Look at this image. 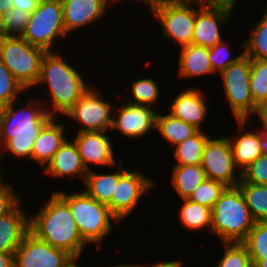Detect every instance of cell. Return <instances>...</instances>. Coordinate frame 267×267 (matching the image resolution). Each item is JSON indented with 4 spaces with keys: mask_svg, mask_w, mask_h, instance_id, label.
<instances>
[{
    "mask_svg": "<svg viewBox=\"0 0 267 267\" xmlns=\"http://www.w3.org/2000/svg\"><path fill=\"white\" fill-rule=\"evenodd\" d=\"M37 98L31 96L26 103L18 99L0 107V162L5 153L31 160L35 140L42 127L53 117Z\"/></svg>",
    "mask_w": 267,
    "mask_h": 267,
    "instance_id": "1",
    "label": "cell"
},
{
    "mask_svg": "<svg viewBox=\"0 0 267 267\" xmlns=\"http://www.w3.org/2000/svg\"><path fill=\"white\" fill-rule=\"evenodd\" d=\"M62 53L63 51L59 53L58 50L44 54L39 80L34 87L37 89L40 87L39 89L42 90L41 87L47 86L48 93L45 91L43 97L39 98L40 101L51 116H62L61 118L65 119L63 115L79 100L92 83L82 76L81 70L78 71L76 65H71V62L65 59V55H61Z\"/></svg>",
    "mask_w": 267,
    "mask_h": 267,
    "instance_id": "2",
    "label": "cell"
},
{
    "mask_svg": "<svg viewBox=\"0 0 267 267\" xmlns=\"http://www.w3.org/2000/svg\"><path fill=\"white\" fill-rule=\"evenodd\" d=\"M37 214L29 215V231L51 246L82 259L88 246L81 238L68 204L53 190Z\"/></svg>",
    "mask_w": 267,
    "mask_h": 267,
    "instance_id": "3",
    "label": "cell"
},
{
    "mask_svg": "<svg viewBox=\"0 0 267 267\" xmlns=\"http://www.w3.org/2000/svg\"><path fill=\"white\" fill-rule=\"evenodd\" d=\"M76 191V192H75ZM71 209L82 240L88 245L96 244L100 249L102 240L110 237L113 224H121L110 212L109 207L91 198L84 190L69 193L55 191Z\"/></svg>",
    "mask_w": 267,
    "mask_h": 267,
    "instance_id": "4",
    "label": "cell"
},
{
    "mask_svg": "<svg viewBox=\"0 0 267 267\" xmlns=\"http://www.w3.org/2000/svg\"><path fill=\"white\" fill-rule=\"evenodd\" d=\"M254 223L239 187H226L212 208L211 235L221 243H241Z\"/></svg>",
    "mask_w": 267,
    "mask_h": 267,
    "instance_id": "5",
    "label": "cell"
},
{
    "mask_svg": "<svg viewBox=\"0 0 267 267\" xmlns=\"http://www.w3.org/2000/svg\"><path fill=\"white\" fill-rule=\"evenodd\" d=\"M161 27L164 39L173 40L174 47L192 43L193 28L197 11L203 6L196 1H165L144 3ZM171 39V40H170Z\"/></svg>",
    "mask_w": 267,
    "mask_h": 267,
    "instance_id": "6",
    "label": "cell"
},
{
    "mask_svg": "<svg viewBox=\"0 0 267 267\" xmlns=\"http://www.w3.org/2000/svg\"><path fill=\"white\" fill-rule=\"evenodd\" d=\"M45 50L33 46L23 37L0 36V59L27 95L39 80Z\"/></svg>",
    "mask_w": 267,
    "mask_h": 267,
    "instance_id": "7",
    "label": "cell"
},
{
    "mask_svg": "<svg viewBox=\"0 0 267 267\" xmlns=\"http://www.w3.org/2000/svg\"><path fill=\"white\" fill-rule=\"evenodd\" d=\"M67 36L61 0L39 3L30 14L26 31L22 35L28 43L46 52L57 51L59 48L55 45L61 39H67Z\"/></svg>",
    "mask_w": 267,
    "mask_h": 267,
    "instance_id": "8",
    "label": "cell"
},
{
    "mask_svg": "<svg viewBox=\"0 0 267 267\" xmlns=\"http://www.w3.org/2000/svg\"><path fill=\"white\" fill-rule=\"evenodd\" d=\"M222 80L224 101L229 103L235 120L253 118L257 105L250 91L251 58L245 54L237 62L219 73ZM252 116V117H251Z\"/></svg>",
    "mask_w": 267,
    "mask_h": 267,
    "instance_id": "9",
    "label": "cell"
},
{
    "mask_svg": "<svg viewBox=\"0 0 267 267\" xmlns=\"http://www.w3.org/2000/svg\"><path fill=\"white\" fill-rule=\"evenodd\" d=\"M92 82L79 100L63 115L73 121L77 132L105 131L110 132L113 106L111 100H105L104 93Z\"/></svg>",
    "mask_w": 267,
    "mask_h": 267,
    "instance_id": "10",
    "label": "cell"
},
{
    "mask_svg": "<svg viewBox=\"0 0 267 267\" xmlns=\"http://www.w3.org/2000/svg\"><path fill=\"white\" fill-rule=\"evenodd\" d=\"M201 166L208 179L219 181L227 187L237 186L241 172L236 167L230 141L226 135L210 137L206 142Z\"/></svg>",
    "mask_w": 267,
    "mask_h": 267,
    "instance_id": "11",
    "label": "cell"
},
{
    "mask_svg": "<svg viewBox=\"0 0 267 267\" xmlns=\"http://www.w3.org/2000/svg\"><path fill=\"white\" fill-rule=\"evenodd\" d=\"M130 169L119 178L111 199V214L120 223L137 210L142 197L157 185L155 180L142 173L140 168Z\"/></svg>",
    "mask_w": 267,
    "mask_h": 267,
    "instance_id": "12",
    "label": "cell"
},
{
    "mask_svg": "<svg viewBox=\"0 0 267 267\" xmlns=\"http://www.w3.org/2000/svg\"><path fill=\"white\" fill-rule=\"evenodd\" d=\"M122 101L120 107L116 105L113 108L110 132L116 131L121 133L122 137L138 140L156 129V118L159 110L156 111L157 109L149 106L124 103L125 99Z\"/></svg>",
    "mask_w": 267,
    "mask_h": 267,
    "instance_id": "13",
    "label": "cell"
},
{
    "mask_svg": "<svg viewBox=\"0 0 267 267\" xmlns=\"http://www.w3.org/2000/svg\"><path fill=\"white\" fill-rule=\"evenodd\" d=\"M14 254L15 267H67L75 259L66 250L51 246L30 231Z\"/></svg>",
    "mask_w": 267,
    "mask_h": 267,
    "instance_id": "14",
    "label": "cell"
},
{
    "mask_svg": "<svg viewBox=\"0 0 267 267\" xmlns=\"http://www.w3.org/2000/svg\"><path fill=\"white\" fill-rule=\"evenodd\" d=\"M72 137L76 143L82 163L87 171L91 170L92 165L105 167L112 171V167L120 161L116 159L113 140L109 137L110 132L105 131H87L75 132ZM109 133V134H107ZM91 164V165H90ZM110 166V167H109Z\"/></svg>",
    "mask_w": 267,
    "mask_h": 267,
    "instance_id": "15",
    "label": "cell"
},
{
    "mask_svg": "<svg viewBox=\"0 0 267 267\" xmlns=\"http://www.w3.org/2000/svg\"><path fill=\"white\" fill-rule=\"evenodd\" d=\"M122 0H61L65 30L68 38L76 30L89 27L100 19H105L107 9ZM89 25V26H88Z\"/></svg>",
    "mask_w": 267,
    "mask_h": 267,
    "instance_id": "16",
    "label": "cell"
},
{
    "mask_svg": "<svg viewBox=\"0 0 267 267\" xmlns=\"http://www.w3.org/2000/svg\"><path fill=\"white\" fill-rule=\"evenodd\" d=\"M232 14L234 11L227 8L203 5L196 13L192 44L207 48L214 47L224 39L221 25H228Z\"/></svg>",
    "mask_w": 267,
    "mask_h": 267,
    "instance_id": "17",
    "label": "cell"
},
{
    "mask_svg": "<svg viewBox=\"0 0 267 267\" xmlns=\"http://www.w3.org/2000/svg\"><path fill=\"white\" fill-rule=\"evenodd\" d=\"M185 87L186 89L184 88L178 94L174 93L176 97L172 99L167 112L202 131L205 120L210 116L206 93L201 88Z\"/></svg>",
    "mask_w": 267,
    "mask_h": 267,
    "instance_id": "18",
    "label": "cell"
},
{
    "mask_svg": "<svg viewBox=\"0 0 267 267\" xmlns=\"http://www.w3.org/2000/svg\"><path fill=\"white\" fill-rule=\"evenodd\" d=\"M45 176L55 179L72 180L81 179L84 183L88 171L84 167L78 147L74 140L67 138L61 147L53 155L51 161L42 170Z\"/></svg>",
    "mask_w": 267,
    "mask_h": 267,
    "instance_id": "19",
    "label": "cell"
},
{
    "mask_svg": "<svg viewBox=\"0 0 267 267\" xmlns=\"http://www.w3.org/2000/svg\"><path fill=\"white\" fill-rule=\"evenodd\" d=\"M60 117L53 116L41 129L39 136L34 142L31 162L39 164L43 169L53 158V155L71 134H67L65 121ZM59 121V122H58ZM66 131V132H65ZM69 135V136H68Z\"/></svg>",
    "mask_w": 267,
    "mask_h": 267,
    "instance_id": "20",
    "label": "cell"
},
{
    "mask_svg": "<svg viewBox=\"0 0 267 267\" xmlns=\"http://www.w3.org/2000/svg\"><path fill=\"white\" fill-rule=\"evenodd\" d=\"M23 201L21 200L10 212L0 217V252L2 253H15L24 236L29 232L30 213L27 212Z\"/></svg>",
    "mask_w": 267,
    "mask_h": 267,
    "instance_id": "21",
    "label": "cell"
},
{
    "mask_svg": "<svg viewBox=\"0 0 267 267\" xmlns=\"http://www.w3.org/2000/svg\"><path fill=\"white\" fill-rule=\"evenodd\" d=\"M238 126V133L232 134L231 138L227 136L233 151V158L236 167L240 172L251 164L256 158L262 155L259 145V129H251L254 124H250V130L248 120H235ZM247 124V125H246Z\"/></svg>",
    "mask_w": 267,
    "mask_h": 267,
    "instance_id": "22",
    "label": "cell"
},
{
    "mask_svg": "<svg viewBox=\"0 0 267 267\" xmlns=\"http://www.w3.org/2000/svg\"><path fill=\"white\" fill-rule=\"evenodd\" d=\"M179 49L177 76H179L181 80L203 77L205 75H211L213 78H217V74L213 71L209 60V48L191 43Z\"/></svg>",
    "mask_w": 267,
    "mask_h": 267,
    "instance_id": "23",
    "label": "cell"
},
{
    "mask_svg": "<svg viewBox=\"0 0 267 267\" xmlns=\"http://www.w3.org/2000/svg\"><path fill=\"white\" fill-rule=\"evenodd\" d=\"M123 160L116 164L117 169L114 172L101 173L95 170H89L85 177L83 189L91 198H94L99 203L105 204L109 207L111 212V199L115 192L116 185L119 178L128 170L123 167ZM117 170V171H116Z\"/></svg>",
    "mask_w": 267,
    "mask_h": 267,
    "instance_id": "24",
    "label": "cell"
},
{
    "mask_svg": "<svg viewBox=\"0 0 267 267\" xmlns=\"http://www.w3.org/2000/svg\"><path fill=\"white\" fill-rule=\"evenodd\" d=\"M171 187L179 199L188 198L207 178L201 165H173Z\"/></svg>",
    "mask_w": 267,
    "mask_h": 267,
    "instance_id": "25",
    "label": "cell"
},
{
    "mask_svg": "<svg viewBox=\"0 0 267 267\" xmlns=\"http://www.w3.org/2000/svg\"><path fill=\"white\" fill-rule=\"evenodd\" d=\"M182 202L179 207L178 219L181 226L185 227L190 232L199 230L203 231L207 228L208 232H211L212 225V209L203 206L199 203L193 202L188 198L180 199ZM203 229V230H202Z\"/></svg>",
    "mask_w": 267,
    "mask_h": 267,
    "instance_id": "26",
    "label": "cell"
},
{
    "mask_svg": "<svg viewBox=\"0 0 267 267\" xmlns=\"http://www.w3.org/2000/svg\"><path fill=\"white\" fill-rule=\"evenodd\" d=\"M156 130L158 133L160 132L167 143H171L170 147L171 145L173 147L176 146L199 131L194 126L172 116L168 112L167 114H162L160 111L156 118Z\"/></svg>",
    "mask_w": 267,
    "mask_h": 267,
    "instance_id": "27",
    "label": "cell"
},
{
    "mask_svg": "<svg viewBox=\"0 0 267 267\" xmlns=\"http://www.w3.org/2000/svg\"><path fill=\"white\" fill-rule=\"evenodd\" d=\"M210 137L202 130L174 146L173 156L177 162L174 165H201L204 146Z\"/></svg>",
    "mask_w": 267,
    "mask_h": 267,
    "instance_id": "28",
    "label": "cell"
},
{
    "mask_svg": "<svg viewBox=\"0 0 267 267\" xmlns=\"http://www.w3.org/2000/svg\"><path fill=\"white\" fill-rule=\"evenodd\" d=\"M241 243L247 248L253 267H267V221L255 222Z\"/></svg>",
    "mask_w": 267,
    "mask_h": 267,
    "instance_id": "29",
    "label": "cell"
},
{
    "mask_svg": "<svg viewBox=\"0 0 267 267\" xmlns=\"http://www.w3.org/2000/svg\"><path fill=\"white\" fill-rule=\"evenodd\" d=\"M239 187L255 222L267 221V185L246 183L240 180Z\"/></svg>",
    "mask_w": 267,
    "mask_h": 267,
    "instance_id": "30",
    "label": "cell"
},
{
    "mask_svg": "<svg viewBox=\"0 0 267 267\" xmlns=\"http://www.w3.org/2000/svg\"><path fill=\"white\" fill-rule=\"evenodd\" d=\"M159 86L158 82L151 78V76L149 78L144 75L142 77L140 76L138 79H133L130 86L131 92H129V94L131 93V98L129 96L126 102L149 106L158 110L159 106L156 104H158L159 98H161V87ZM156 106L158 108H156Z\"/></svg>",
    "mask_w": 267,
    "mask_h": 267,
    "instance_id": "31",
    "label": "cell"
},
{
    "mask_svg": "<svg viewBox=\"0 0 267 267\" xmlns=\"http://www.w3.org/2000/svg\"><path fill=\"white\" fill-rule=\"evenodd\" d=\"M264 8L263 16L255 22L244 40V54L251 59H267V3Z\"/></svg>",
    "mask_w": 267,
    "mask_h": 267,
    "instance_id": "32",
    "label": "cell"
},
{
    "mask_svg": "<svg viewBox=\"0 0 267 267\" xmlns=\"http://www.w3.org/2000/svg\"><path fill=\"white\" fill-rule=\"evenodd\" d=\"M250 91L257 106L267 101V59H251Z\"/></svg>",
    "mask_w": 267,
    "mask_h": 267,
    "instance_id": "33",
    "label": "cell"
},
{
    "mask_svg": "<svg viewBox=\"0 0 267 267\" xmlns=\"http://www.w3.org/2000/svg\"><path fill=\"white\" fill-rule=\"evenodd\" d=\"M223 252L215 267H253L247 248L239 242L222 243Z\"/></svg>",
    "mask_w": 267,
    "mask_h": 267,
    "instance_id": "34",
    "label": "cell"
},
{
    "mask_svg": "<svg viewBox=\"0 0 267 267\" xmlns=\"http://www.w3.org/2000/svg\"><path fill=\"white\" fill-rule=\"evenodd\" d=\"M30 13L12 8L0 15V36L22 37L25 33Z\"/></svg>",
    "mask_w": 267,
    "mask_h": 267,
    "instance_id": "35",
    "label": "cell"
},
{
    "mask_svg": "<svg viewBox=\"0 0 267 267\" xmlns=\"http://www.w3.org/2000/svg\"><path fill=\"white\" fill-rule=\"evenodd\" d=\"M228 43L229 41H226V39L224 38L222 41L217 43L214 47L209 48V52H210L209 60L213 68V71L217 75L218 73L225 70L231 64L237 62L244 55V41L243 42L241 41V43H239L241 46L239 48L240 50L242 49L243 51L240 52V54H238L236 57H233L232 55L233 51L231 48H233V46H230L231 43L229 44Z\"/></svg>",
    "mask_w": 267,
    "mask_h": 267,
    "instance_id": "36",
    "label": "cell"
},
{
    "mask_svg": "<svg viewBox=\"0 0 267 267\" xmlns=\"http://www.w3.org/2000/svg\"><path fill=\"white\" fill-rule=\"evenodd\" d=\"M25 91L0 59V107L20 99L23 93L25 96Z\"/></svg>",
    "mask_w": 267,
    "mask_h": 267,
    "instance_id": "37",
    "label": "cell"
},
{
    "mask_svg": "<svg viewBox=\"0 0 267 267\" xmlns=\"http://www.w3.org/2000/svg\"><path fill=\"white\" fill-rule=\"evenodd\" d=\"M226 187L219 181L206 178L188 199L212 209Z\"/></svg>",
    "mask_w": 267,
    "mask_h": 267,
    "instance_id": "38",
    "label": "cell"
},
{
    "mask_svg": "<svg viewBox=\"0 0 267 267\" xmlns=\"http://www.w3.org/2000/svg\"><path fill=\"white\" fill-rule=\"evenodd\" d=\"M241 180L246 183L267 185V155H260L241 171Z\"/></svg>",
    "mask_w": 267,
    "mask_h": 267,
    "instance_id": "39",
    "label": "cell"
},
{
    "mask_svg": "<svg viewBox=\"0 0 267 267\" xmlns=\"http://www.w3.org/2000/svg\"><path fill=\"white\" fill-rule=\"evenodd\" d=\"M20 192L12 183L2 182L0 184V217L10 212L22 199Z\"/></svg>",
    "mask_w": 267,
    "mask_h": 267,
    "instance_id": "40",
    "label": "cell"
},
{
    "mask_svg": "<svg viewBox=\"0 0 267 267\" xmlns=\"http://www.w3.org/2000/svg\"><path fill=\"white\" fill-rule=\"evenodd\" d=\"M204 6L208 7H223L234 11L237 0H201Z\"/></svg>",
    "mask_w": 267,
    "mask_h": 267,
    "instance_id": "41",
    "label": "cell"
},
{
    "mask_svg": "<svg viewBox=\"0 0 267 267\" xmlns=\"http://www.w3.org/2000/svg\"><path fill=\"white\" fill-rule=\"evenodd\" d=\"M38 4L37 0H13V8L24 10L30 14L34 12Z\"/></svg>",
    "mask_w": 267,
    "mask_h": 267,
    "instance_id": "42",
    "label": "cell"
},
{
    "mask_svg": "<svg viewBox=\"0 0 267 267\" xmlns=\"http://www.w3.org/2000/svg\"><path fill=\"white\" fill-rule=\"evenodd\" d=\"M183 264V261L182 259L180 260H161L160 261H156V263H153V264H148L146 265V263L144 264H134V267H182L184 265Z\"/></svg>",
    "mask_w": 267,
    "mask_h": 267,
    "instance_id": "43",
    "label": "cell"
},
{
    "mask_svg": "<svg viewBox=\"0 0 267 267\" xmlns=\"http://www.w3.org/2000/svg\"><path fill=\"white\" fill-rule=\"evenodd\" d=\"M254 115L258 117L259 124H261V128L259 127L258 129L267 130V101L257 106Z\"/></svg>",
    "mask_w": 267,
    "mask_h": 267,
    "instance_id": "44",
    "label": "cell"
},
{
    "mask_svg": "<svg viewBox=\"0 0 267 267\" xmlns=\"http://www.w3.org/2000/svg\"><path fill=\"white\" fill-rule=\"evenodd\" d=\"M0 267H15V254L0 252Z\"/></svg>",
    "mask_w": 267,
    "mask_h": 267,
    "instance_id": "45",
    "label": "cell"
},
{
    "mask_svg": "<svg viewBox=\"0 0 267 267\" xmlns=\"http://www.w3.org/2000/svg\"><path fill=\"white\" fill-rule=\"evenodd\" d=\"M259 145L262 155H267V130L259 129Z\"/></svg>",
    "mask_w": 267,
    "mask_h": 267,
    "instance_id": "46",
    "label": "cell"
},
{
    "mask_svg": "<svg viewBox=\"0 0 267 267\" xmlns=\"http://www.w3.org/2000/svg\"><path fill=\"white\" fill-rule=\"evenodd\" d=\"M13 8V0H0V15Z\"/></svg>",
    "mask_w": 267,
    "mask_h": 267,
    "instance_id": "47",
    "label": "cell"
},
{
    "mask_svg": "<svg viewBox=\"0 0 267 267\" xmlns=\"http://www.w3.org/2000/svg\"><path fill=\"white\" fill-rule=\"evenodd\" d=\"M165 1H196V2H201V0H139L136 3H159V2H165Z\"/></svg>",
    "mask_w": 267,
    "mask_h": 267,
    "instance_id": "48",
    "label": "cell"
},
{
    "mask_svg": "<svg viewBox=\"0 0 267 267\" xmlns=\"http://www.w3.org/2000/svg\"><path fill=\"white\" fill-rule=\"evenodd\" d=\"M106 267H134V264H129V263H126V264L125 263L124 264L122 263L121 264V263H118L116 265L115 264L113 265V263H112L111 266H106Z\"/></svg>",
    "mask_w": 267,
    "mask_h": 267,
    "instance_id": "49",
    "label": "cell"
},
{
    "mask_svg": "<svg viewBox=\"0 0 267 267\" xmlns=\"http://www.w3.org/2000/svg\"><path fill=\"white\" fill-rule=\"evenodd\" d=\"M78 260L80 259H74L67 267H80L78 265Z\"/></svg>",
    "mask_w": 267,
    "mask_h": 267,
    "instance_id": "50",
    "label": "cell"
},
{
    "mask_svg": "<svg viewBox=\"0 0 267 267\" xmlns=\"http://www.w3.org/2000/svg\"><path fill=\"white\" fill-rule=\"evenodd\" d=\"M1 165H2V163L0 162V184L4 181L3 179H5L4 176L6 175L5 173L2 174V172H3L4 169H2V166Z\"/></svg>",
    "mask_w": 267,
    "mask_h": 267,
    "instance_id": "51",
    "label": "cell"
},
{
    "mask_svg": "<svg viewBox=\"0 0 267 267\" xmlns=\"http://www.w3.org/2000/svg\"><path fill=\"white\" fill-rule=\"evenodd\" d=\"M38 3H46V2H55V1H58V0H37Z\"/></svg>",
    "mask_w": 267,
    "mask_h": 267,
    "instance_id": "52",
    "label": "cell"
}]
</instances>
